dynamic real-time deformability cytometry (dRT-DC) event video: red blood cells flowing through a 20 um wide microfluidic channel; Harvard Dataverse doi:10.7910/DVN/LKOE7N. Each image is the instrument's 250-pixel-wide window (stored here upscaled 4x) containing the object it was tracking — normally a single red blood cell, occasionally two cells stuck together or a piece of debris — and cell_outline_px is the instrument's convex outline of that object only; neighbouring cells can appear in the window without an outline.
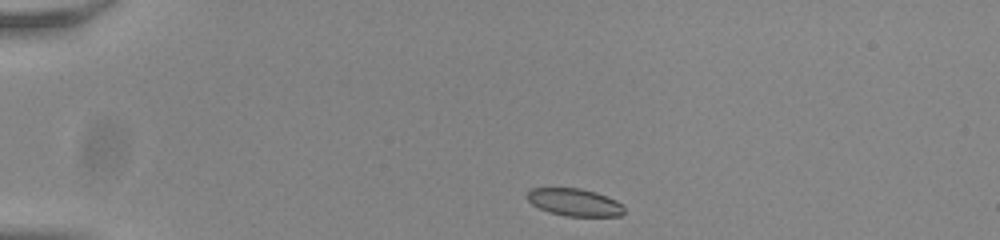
{"species": "common noctule bat (a hibernating species)", "species_latin": "Nyctalus noctula", "temperature_condition": "room temperature", "stored_images_in_passage": 43, "camera_frame_rate_fps": 3000, "um_per_image_px": 0.085, "animal": {"sex": "male", "body_mass_g": 20.0, "forearm_length_mm": 53.3}, "frame": {"image": 1, "passage_image": 1, "time_ms": 0.0, "image_size_px": [1000, 240], "cell_outline_px": [[624, 212], [620, 216], [568, 216], [548, 212], [532, 204], [528, 200], [528, 192], [532, 188], [580, 188], [596, 192], [616, 200], [624, 208]], "centroid_in_image_um": [48.84, 17.19], "position_along_channel_um": 36.2, "area_um2": 15.37}}
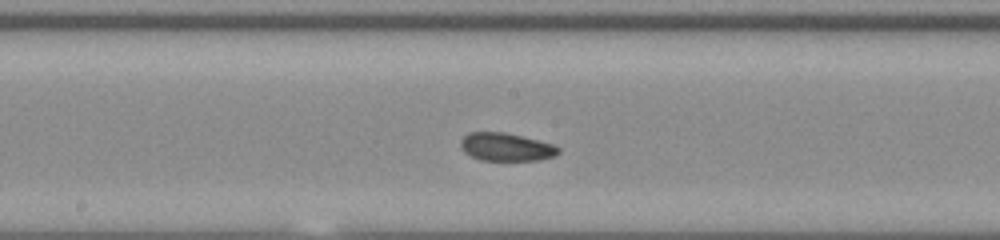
{"frame": {"image": 2, "passage_image": 19, "time_ms": 6.0, "image_size_px": [1000, 240], "cell_outline_px": [[560, 152], [556, 156], [540, 160], [480, 160], [464, 152], [460, 144], [460, 140], [468, 132], [504, 132], [552, 144], [560, 148]], "centroid_in_image_um": [43.01, 12.5], "position_along_channel_um": 205.2, "area_um2": 15.9}}
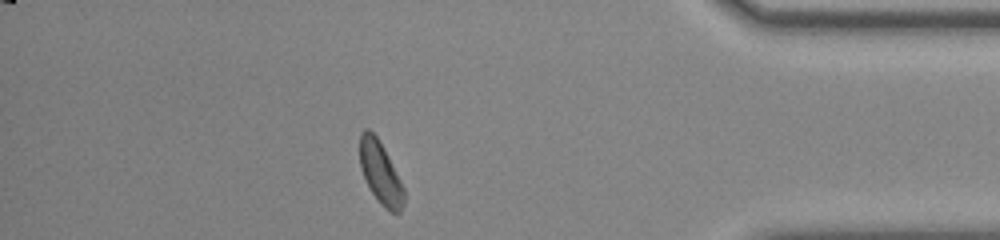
{"frame": {"image": 3, "passage_image": 37, "time_ms": 12.0, "image_size_px": [1000, 240], "cell_outline_px": [[404, 204], [400, 212], [392, 212], [380, 204], [372, 192], [360, 168], [360, 132], [364, 128], [368, 128], [376, 136], [400, 180], [404, 188]], "centroid_in_image_um": [32.32, 14.69], "position_along_channel_um": 402.9, "area_um2": 15.55}, "authors_computed_cell_mechanics": {"area_um2": 15.9528, "velocity_mm_per_s": 3.816, "shape_relaxation_time_tau1_ms": 5.8441, "shape_relaxation_time_tau2_ms": 3.6604, "deformation_change_tau1": 0.1123, "deformation_change_tau2": 0.0788}}